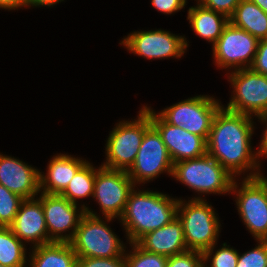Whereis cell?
I'll list each match as a JSON object with an SVG mask.
<instances>
[{"label": "cell", "mask_w": 267, "mask_h": 267, "mask_svg": "<svg viewBox=\"0 0 267 267\" xmlns=\"http://www.w3.org/2000/svg\"><path fill=\"white\" fill-rule=\"evenodd\" d=\"M252 134L251 116L226 110L222 106L212 122L207 140V154L232 176L248 169L258 170V158L251 151Z\"/></svg>", "instance_id": "obj_1"}, {"label": "cell", "mask_w": 267, "mask_h": 267, "mask_svg": "<svg viewBox=\"0 0 267 267\" xmlns=\"http://www.w3.org/2000/svg\"><path fill=\"white\" fill-rule=\"evenodd\" d=\"M179 200L153 191L129 194L122 221L130 243H136L146 233L169 224L177 217Z\"/></svg>", "instance_id": "obj_2"}, {"label": "cell", "mask_w": 267, "mask_h": 267, "mask_svg": "<svg viewBox=\"0 0 267 267\" xmlns=\"http://www.w3.org/2000/svg\"><path fill=\"white\" fill-rule=\"evenodd\" d=\"M184 202L179 200L177 217L182 222L187 250L202 252L203 261L206 262L211 258L217 242L219 219L212 206L200 197Z\"/></svg>", "instance_id": "obj_3"}, {"label": "cell", "mask_w": 267, "mask_h": 267, "mask_svg": "<svg viewBox=\"0 0 267 267\" xmlns=\"http://www.w3.org/2000/svg\"><path fill=\"white\" fill-rule=\"evenodd\" d=\"M152 125L150 108L144 106L135 121H123L117 124L107 140V161L101 166L128 171L139 151L145 131Z\"/></svg>", "instance_id": "obj_4"}, {"label": "cell", "mask_w": 267, "mask_h": 267, "mask_svg": "<svg viewBox=\"0 0 267 267\" xmlns=\"http://www.w3.org/2000/svg\"><path fill=\"white\" fill-rule=\"evenodd\" d=\"M96 215L85 208L75 236L70 241L77 257L112 258L124 255L123 243Z\"/></svg>", "instance_id": "obj_5"}, {"label": "cell", "mask_w": 267, "mask_h": 267, "mask_svg": "<svg viewBox=\"0 0 267 267\" xmlns=\"http://www.w3.org/2000/svg\"><path fill=\"white\" fill-rule=\"evenodd\" d=\"M200 193L231 192L234 177L209 154L173 164L172 175Z\"/></svg>", "instance_id": "obj_6"}, {"label": "cell", "mask_w": 267, "mask_h": 267, "mask_svg": "<svg viewBox=\"0 0 267 267\" xmlns=\"http://www.w3.org/2000/svg\"><path fill=\"white\" fill-rule=\"evenodd\" d=\"M263 176L259 171L251 173L239 191L235 180L231 188L238 192L236 204L241 219L257 240H267V178Z\"/></svg>", "instance_id": "obj_7"}, {"label": "cell", "mask_w": 267, "mask_h": 267, "mask_svg": "<svg viewBox=\"0 0 267 267\" xmlns=\"http://www.w3.org/2000/svg\"><path fill=\"white\" fill-rule=\"evenodd\" d=\"M220 104L213 97L200 95L178 102L158 115L165 122L182 127L207 141L214 116L222 107Z\"/></svg>", "instance_id": "obj_8"}, {"label": "cell", "mask_w": 267, "mask_h": 267, "mask_svg": "<svg viewBox=\"0 0 267 267\" xmlns=\"http://www.w3.org/2000/svg\"><path fill=\"white\" fill-rule=\"evenodd\" d=\"M228 78L234 87V96L226 110L248 116L267 112V76L245 68L235 70Z\"/></svg>", "instance_id": "obj_9"}, {"label": "cell", "mask_w": 267, "mask_h": 267, "mask_svg": "<svg viewBox=\"0 0 267 267\" xmlns=\"http://www.w3.org/2000/svg\"><path fill=\"white\" fill-rule=\"evenodd\" d=\"M173 164L160 133L151 125L144 133L135 161L127 174L134 184L144 183L165 171L172 175Z\"/></svg>", "instance_id": "obj_10"}, {"label": "cell", "mask_w": 267, "mask_h": 267, "mask_svg": "<svg viewBox=\"0 0 267 267\" xmlns=\"http://www.w3.org/2000/svg\"><path fill=\"white\" fill-rule=\"evenodd\" d=\"M135 188L126 171L100 166L96 171L93 197L98 201L107 221L121 217L129 194Z\"/></svg>", "instance_id": "obj_11"}, {"label": "cell", "mask_w": 267, "mask_h": 267, "mask_svg": "<svg viewBox=\"0 0 267 267\" xmlns=\"http://www.w3.org/2000/svg\"><path fill=\"white\" fill-rule=\"evenodd\" d=\"M258 42L256 37L229 22L213 45L216 65L220 68L234 66L235 70L250 68L255 58Z\"/></svg>", "instance_id": "obj_12"}, {"label": "cell", "mask_w": 267, "mask_h": 267, "mask_svg": "<svg viewBox=\"0 0 267 267\" xmlns=\"http://www.w3.org/2000/svg\"><path fill=\"white\" fill-rule=\"evenodd\" d=\"M38 199L41 201L44 211L48 243L53 241L70 242L75 236L76 229L78 228L81 217L85 213L86 206L83 205L79 212L77 210V204L68 201L59 194L41 193ZM68 229L72 230L69 235L61 234L62 232L68 231Z\"/></svg>", "instance_id": "obj_13"}, {"label": "cell", "mask_w": 267, "mask_h": 267, "mask_svg": "<svg viewBox=\"0 0 267 267\" xmlns=\"http://www.w3.org/2000/svg\"><path fill=\"white\" fill-rule=\"evenodd\" d=\"M121 43L130 52L148 59L179 58L188 46L185 37L163 30L134 32L124 38Z\"/></svg>", "instance_id": "obj_14"}, {"label": "cell", "mask_w": 267, "mask_h": 267, "mask_svg": "<svg viewBox=\"0 0 267 267\" xmlns=\"http://www.w3.org/2000/svg\"><path fill=\"white\" fill-rule=\"evenodd\" d=\"M150 120L160 133L173 163L198 158L207 153V141L203 137L165 122L151 109Z\"/></svg>", "instance_id": "obj_15"}, {"label": "cell", "mask_w": 267, "mask_h": 267, "mask_svg": "<svg viewBox=\"0 0 267 267\" xmlns=\"http://www.w3.org/2000/svg\"><path fill=\"white\" fill-rule=\"evenodd\" d=\"M0 184L23 199H32L40 191V171L0 154Z\"/></svg>", "instance_id": "obj_16"}, {"label": "cell", "mask_w": 267, "mask_h": 267, "mask_svg": "<svg viewBox=\"0 0 267 267\" xmlns=\"http://www.w3.org/2000/svg\"><path fill=\"white\" fill-rule=\"evenodd\" d=\"M9 227L21 241H31L34 247L48 243L44 211L39 199H24Z\"/></svg>", "instance_id": "obj_17"}, {"label": "cell", "mask_w": 267, "mask_h": 267, "mask_svg": "<svg viewBox=\"0 0 267 267\" xmlns=\"http://www.w3.org/2000/svg\"><path fill=\"white\" fill-rule=\"evenodd\" d=\"M136 243L145 251L166 257L187 251L182 222L178 217L169 224L146 233Z\"/></svg>", "instance_id": "obj_18"}, {"label": "cell", "mask_w": 267, "mask_h": 267, "mask_svg": "<svg viewBox=\"0 0 267 267\" xmlns=\"http://www.w3.org/2000/svg\"><path fill=\"white\" fill-rule=\"evenodd\" d=\"M85 163L84 160L66 154L53 157L48 164L47 175L40 172L41 193L60 195Z\"/></svg>", "instance_id": "obj_19"}, {"label": "cell", "mask_w": 267, "mask_h": 267, "mask_svg": "<svg viewBox=\"0 0 267 267\" xmlns=\"http://www.w3.org/2000/svg\"><path fill=\"white\" fill-rule=\"evenodd\" d=\"M31 267H77V255L70 242H50L33 247Z\"/></svg>", "instance_id": "obj_20"}, {"label": "cell", "mask_w": 267, "mask_h": 267, "mask_svg": "<svg viewBox=\"0 0 267 267\" xmlns=\"http://www.w3.org/2000/svg\"><path fill=\"white\" fill-rule=\"evenodd\" d=\"M187 19L193 31L198 36L212 42L213 45L229 23V19L226 16L206 8L200 3L196 7L189 8Z\"/></svg>", "instance_id": "obj_21"}, {"label": "cell", "mask_w": 267, "mask_h": 267, "mask_svg": "<svg viewBox=\"0 0 267 267\" xmlns=\"http://www.w3.org/2000/svg\"><path fill=\"white\" fill-rule=\"evenodd\" d=\"M229 22L258 40L267 39V14L250 0H241Z\"/></svg>", "instance_id": "obj_22"}, {"label": "cell", "mask_w": 267, "mask_h": 267, "mask_svg": "<svg viewBox=\"0 0 267 267\" xmlns=\"http://www.w3.org/2000/svg\"><path fill=\"white\" fill-rule=\"evenodd\" d=\"M21 241L10 227L0 226V264L8 267H24L26 251Z\"/></svg>", "instance_id": "obj_23"}, {"label": "cell", "mask_w": 267, "mask_h": 267, "mask_svg": "<svg viewBox=\"0 0 267 267\" xmlns=\"http://www.w3.org/2000/svg\"><path fill=\"white\" fill-rule=\"evenodd\" d=\"M96 171L90 163L86 162L60 195L75 204H77L76 199L93 197Z\"/></svg>", "instance_id": "obj_24"}, {"label": "cell", "mask_w": 267, "mask_h": 267, "mask_svg": "<svg viewBox=\"0 0 267 267\" xmlns=\"http://www.w3.org/2000/svg\"><path fill=\"white\" fill-rule=\"evenodd\" d=\"M133 245V252L125 254L126 267H166L167 257L145 251L137 243Z\"/></svg>", "instance_id": "obj_25"}, {"label": "cell", "mask_w": 267, "mask_h": 267, "mask_svg": "<svg viewBox=\"0 0 267 267\" xmlns=\"http://www.w3.org/2000/svg\"><path fill=\"white\" fill-rule=\"evenodd\" d=\"M23 200L0 184V226L9 227L13 223Z\"/></svg>", "instance_id": "obj_26"}, {"label": "cell", "mask_w": 267, "mask_h": 267, "mask_svg": "<svg viewBox=\"0 0 267 267\" xmlns=\"http://www.w3.org/2000/svg\"><path fill=\"white\" fill-rule=\"evenodd\" d=\"M254 249L238 255L236 267H267V240H258Z\"/></svg>", "instance_id": "obj_27"}, {"label": "cell", "mask_w": 267, "mask_h": 267, "mask_svg": "<svg viewBox=\"0 0 267 267\" xmlns=\"http://www.w3.org/2000/svg\"><path fill=\"white\" fill-rule=\"evenodd\" d=\"M202 261V252L187 250L183 253L167 257L166 267H198Z\"/></svg>", "instance_id": "obj_28"}, {"label": "cell", "mask_w": 267, "mask_h": 267, "mask_svg": "<svg viewBox=\"0 0 267 267\" xmlns=\"http://www.w3.org/2000/svg\"><path fill=\"white\" fill-rule=\"evenodd\" d=\"M238 255L235 249L224 243L221 249L215 251L210 267H236Z\"/></svg>", "instance_id": "obj_29"}, {"label": "cell", "mask_w": 267, "mask_h": 267, "mask_svg": "<svg viewBox=\"0 0 267 267\" xmlns=\"http://www.w3.org/2000/svg\"><path fill=\"white\" fill-rule=\"evenodd\" d=\"M77 267H126L125 255L112 258L78 257Z\"/></svg>", "instance_id": "obj_30"}, {"label": "cell", "mask_w": 267, "mask_h": 267, "mask_svg": "<svg viewBox=\"0 0 267 267\" xmlns=\"http://www.w3.org/2000/svg\"><path fill=\"white\" fill-rule=\"evenodd\" d=\"M240 1L241 0H198V3L229 19Z\"/></svg>", "instance_id": "obj_31"}, {"label": "cell", "mask_w": 267, "mask_h": 267, "mask_svg": "<svg viewBox=\"0 0 267 267\" xmlns=\"http://www.w3.org/2000/svg\"><path fill=\"white\" fill-rule=\"evenodd\" d=\"M250 68L254 72L267 76V39L259 40L255 58Z\"/></svg>", "instance_id": "obj_32"}, {"label": "cell", "mask_w": 267, "mask_h": 267, "mask_svg": "<svg viewBox=\"0 0 267 267\" xmlns=\"http://www.w3.org/2000/svg\"><path fill=\"white\" fill-rule=\"evenodd\" d=\"M185 4L186 0H152L153 7L165 14H172L173 12L179 11Z\"/></svg>", "instance_id": "obj_33"}, {"label": "cell", "mask_w": 267, "mask_h": 267, "mask_svg": "<svg viewBox=\"0 0 267 267\" xmlns=\"http://www.w3.org/2000/svg\"><path fill=\"white\" fill-rule=\"evenodd\" d=\"M258 119H260L261 121L263 122H267V112L257 116ZM267 124V123H266ZM258 152L255 153V155L257 156V158H259L260 156L262 157L264 155L267 156V127L265 129V132L263 134V138H262V141H261V145L259 147V150H257Z\"/></svg>", "instance_id": "obj_34"}, {"label": "cell", "mask_w": 267, "mask_h": 267, "mask_svg": "<svg viewBox=\"0 0 267 267\" xmlns=\"http://www.w3.org/2000/svg\"><path fill=\"white\" fill-rule=\"evenodd\" d=\"M21 6L26 7V0H0V8L13 10Z\"/></svg>", "instance_id": "obj_35"}, {"label": "cell", "mask_w": 267, "mask_h": 267, "mask_svg": "<svg viewBox=\"0 0 267 267\" xmlns=\"http://www.w3.org/2000/svg\"><path fill=\"white\" fill-rule=\"evenodd\" d=\"M63 0H26V7L27 6H51L56 3H59Z\"/></svg>", "instance_id": "obj_36"}, {"label": "cell", "mask_w": 267, "mask_h": 267, "mask_svg": "<svg viewBox=\"0 0 267 267\" xmlns=\"http://www.w3.org/2000/svg\"><path fill=\"white\" fill-rule=\"evenodd\" d=\"M267 14V0H250Z\"/></svg>", "instance_id": "obj_37"}, {"label": "cell", "mask_w": 267, "mask_h": 267, "mask_svg": "<svg viewBox=\"0 0 267 267\" xmlns=\"http://www.w3.org/2000/svg\"><path fill=\"white\" fill-rule=\"evenodd\" d=\"M206 263L204 261H202V263L198 266V267H205ZM207 267V266H206Z\"/></svg>", "instance_id": "obj_38"}]
</instances>
